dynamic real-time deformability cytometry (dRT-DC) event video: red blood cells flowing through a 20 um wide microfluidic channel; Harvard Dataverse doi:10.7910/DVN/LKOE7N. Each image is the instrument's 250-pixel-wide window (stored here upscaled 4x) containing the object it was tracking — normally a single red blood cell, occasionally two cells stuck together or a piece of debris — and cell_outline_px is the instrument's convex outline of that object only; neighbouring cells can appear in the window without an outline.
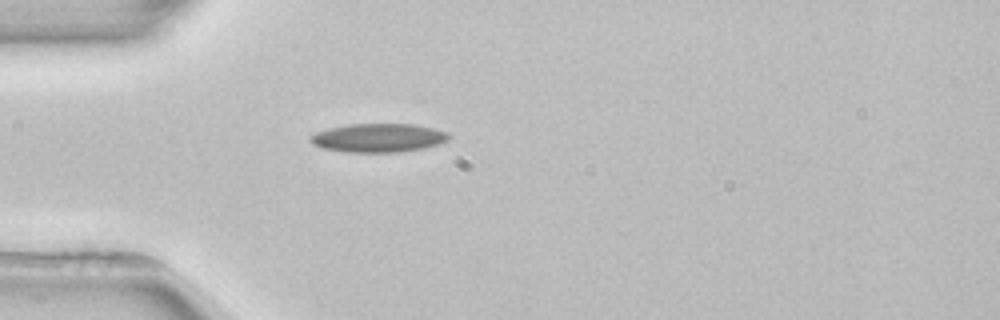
{"species": "common noctule bat (a hibernating species)", "species_latin": "Nyctalus noctula", "temperature_condition": "room temperature", "stored_images_in_passage": 1, "camera_frame_rate_fps": 3000, "um_per_image_px": 0.085, "animal": {"sex": "female", "body_mass_g": 22.7, "forearm_length_mm": 54.2}, "frame": {"image": 1, "passage_image": 1, "time_ms": 0.0, "image_size_px": [1000, 320], "cell_outline_px": [[452, 136], [448, 140], [440, 144], [424, 148], [400, 152], [344, 152], [320, 148], [312, 144], [308, 140], [308, 136], [316, 132], [328, 128], [348, 124], [412, 124], [432, 128], [448, 132]], "centroid_in_image_um": [32.13, 11.72], "position_along_channel_um": 52.9, "area_um2": 23.47}}